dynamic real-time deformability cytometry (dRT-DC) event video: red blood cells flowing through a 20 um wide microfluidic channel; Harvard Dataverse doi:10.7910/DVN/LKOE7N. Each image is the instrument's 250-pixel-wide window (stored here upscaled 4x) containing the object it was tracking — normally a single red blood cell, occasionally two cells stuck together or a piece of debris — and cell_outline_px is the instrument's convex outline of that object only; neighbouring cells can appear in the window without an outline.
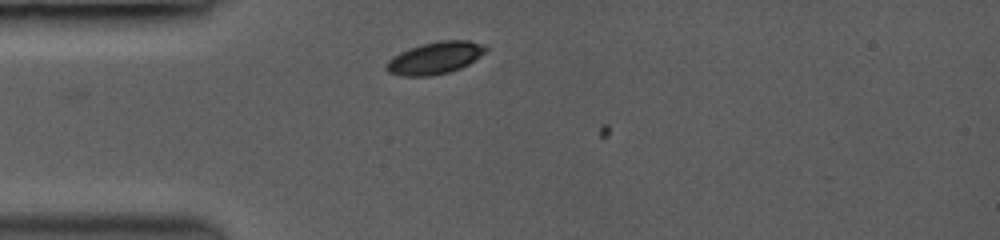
{"species": "common noctule bat (a hibernating species)", "species_latin": "Nyctalus noctula", "temperature_condition": "room temperature", "stored_images_in_passage": 2, "camera_frame_rate_fps": 3500, "um_per_image_px": 0.085, "animal": {"sex": "female", "body_mass_g": 19.0, "forearm_length_mm": 53.3}, "frame": {"image": 1, "passage_image": 1, "time_ms": 0.0, "image_size_px": [1000, 240], "cell_outline_px": [[488, 48], [484, 52], [468, 64], [460, 68], [448, 72], [424, 76], [404, 76], [388, 72], [384, 68], [388, 60], [400, 52], [420, 44], [440, 40], [468, 40], [484, 44]], "centroid_in_image_um": [36.96, 4.91], "position_along_channel_um": 48.0, "area_um2": 18.44}}